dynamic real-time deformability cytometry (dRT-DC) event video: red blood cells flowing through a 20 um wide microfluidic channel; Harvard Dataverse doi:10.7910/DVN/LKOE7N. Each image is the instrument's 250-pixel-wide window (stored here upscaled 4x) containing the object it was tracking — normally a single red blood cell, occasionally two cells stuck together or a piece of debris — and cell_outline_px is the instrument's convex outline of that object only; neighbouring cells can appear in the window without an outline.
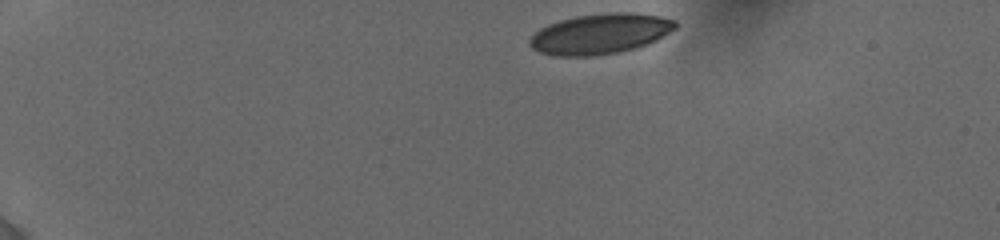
{"species": "human", "species_latin": "Homo sapiens", "temperature_condition": "cold", "stored_images_in_passage": 4, "camera_frame_rate_fps": 3000, "um_per_image_px": 0.085, "donor": {"sex": "female"}, "frame": {"image": 1, "passage_image": 1, "time_ms": 0.0, "image_size_px": [1000, 240], "cell_outline_px": [[676, 28], [656, 40], [648, 44], [636, 48], [596, 56], [552, 56], [540, 52], [532, 48], [528, 44], [528, 40], [540, 28], [548, 24], [560, 20], [576, 16], [608, 12], [632, 12], [660, 16], [676, 20]], "centroid_in_image_um": [51.0, 2.87], "position_along_channel_um": 34.0, "area_um2": 34.39}}
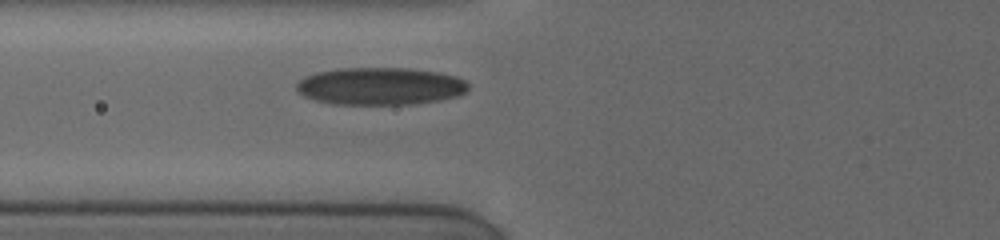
{"frame": {"image": 2, "passage_image": 4, "time_ms": 4.0, "image_size_px": [1000, 240], "cell_outline_px": [[468, 88], [464, 92], [456, 96], [440, 100], [412, 104], [332, 104], [316, 100], [304, 96], [296, 88], [296, 84], [304, 76], [336, 68], [408, 68], [440, 72], [456, 76], [464, 80], [468, 84]], "centroid_in_image_um": [32.32, 7.32], "position_along_channel_um": 93.5, "area_um2": 37.45}}